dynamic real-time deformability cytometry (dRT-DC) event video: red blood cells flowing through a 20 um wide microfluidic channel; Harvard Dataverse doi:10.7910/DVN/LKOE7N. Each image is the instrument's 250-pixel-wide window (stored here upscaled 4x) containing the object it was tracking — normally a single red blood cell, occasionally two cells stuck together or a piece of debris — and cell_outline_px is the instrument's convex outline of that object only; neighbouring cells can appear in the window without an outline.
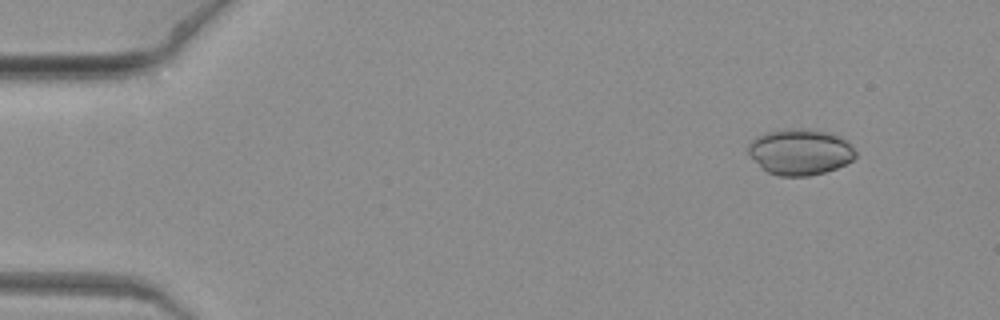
{"species": "common noctule bat (a hibernating species)", "species_latin": "Nyctalus noctula", "temperature_condition": "warm", "stored_images_in_passage": 9, "camera_frame_rate_fps": 3000, "um_per_image_px": 0.085, "animal": {"sex": "female", "body_mass_g": 19.3, "forearm_length_mm": 54.1}, "frame": {"image": 1, "passage_image": 1, "time_ms": 0.0, "image_size_px": [1000, 320], "cell_outline_px": [[856, 156], [852, 160], [836, 168], [824, 172], [808, 176], [780, 176], [768, 172], [748, 152], [748, 144], [756, 136], [764, 132], [780, 128], [808, 128], [828, 132], [840, 136], [848, 140], [856, 152]], "centroid_in_image_um": [68.03, 12.87], "position_along_channel_um": 17.0, "area_um2": 28.9}}
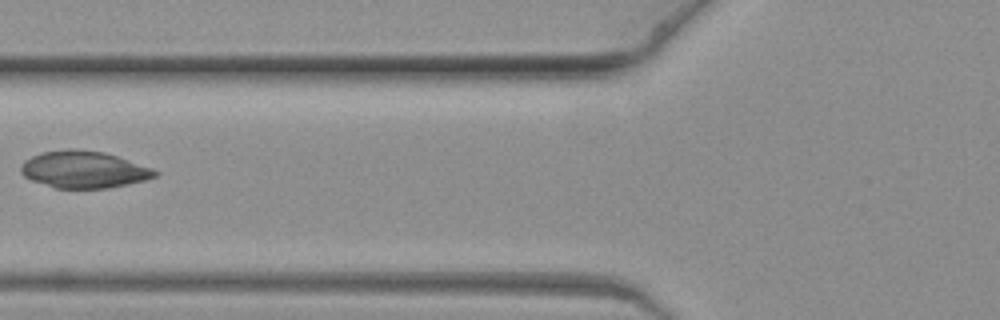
{"frame": {"image": 2, "passage_image": 7, "time_ms": 2.0, "image_size_px": [1000, 320], "cell_outline_px": [[160, 172], [156, 176], [144, 180], [108, 188], [56, 188], [32, 180], [24, 176], [20, 172], [20, 164], [24, 160], [40, 152], [68, 148], [76, 148], [104, 152], [152, 168]], "centroid_in_image_um": [7.08, 14.39], "position_along_channel_um": 118.7, "area_um2": 28.9}}
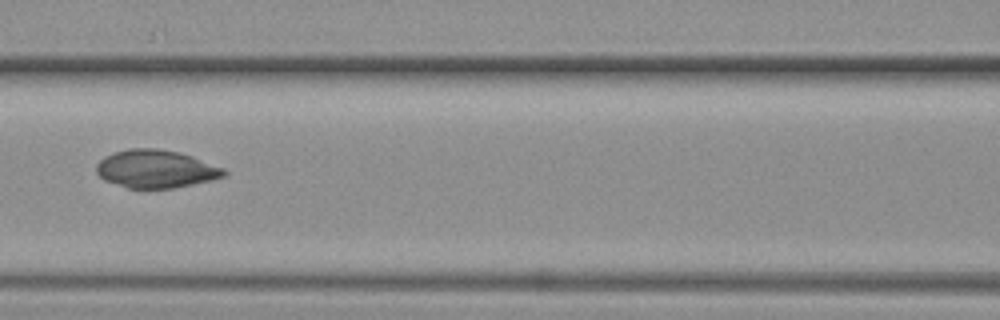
{"frame": {"image": 3, "passage_image": 8, "time_ms": 2.333, "image_size_px": [1000, 320], "cell_outline_px": [[228, 172], [224, 176], [212, 180], [176, 188], [128, 188], [104, 180], [96, 172], [96, 164], [104, 156], [112, 152], [128, 148], [156, 148], [180, 152], [192, 156], [224, 168]], "centroid_in_image_um": [13.24, 14.35], "position_along_channel_um": 153.4, "area_um2": 28.44}}